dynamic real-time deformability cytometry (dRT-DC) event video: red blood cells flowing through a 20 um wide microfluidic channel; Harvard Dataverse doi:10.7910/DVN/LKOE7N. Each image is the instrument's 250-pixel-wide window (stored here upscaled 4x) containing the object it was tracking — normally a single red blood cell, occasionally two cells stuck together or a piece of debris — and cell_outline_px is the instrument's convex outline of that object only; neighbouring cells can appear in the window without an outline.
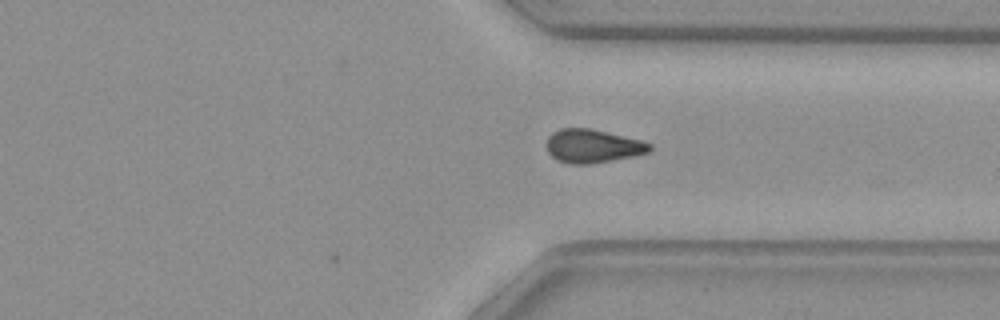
{"species": "common noctule bat (a hibernating species)", "species_latin": "Nyctalus noctula", "temperature_condition": "warm", "stored_images_in_passage": 33, "camera_frame_rate_fps": 3000, "um_per_image_px": 0.085, "animal": {"sex": "female", "body_mass_g": 29.2, "forearm_length_mm": 56.3}, "frame": {"image": 1, "passage_image": 33, "time_ms": 10.667, "image_size_px": [1000, 320], "cell_outline_px": [[652, 152], [636, 156], [592, 164], [568, 164], [556, 160], [548, 152], [548, 136], [552, 132], [560, 128], [588, 128], [640, 140], [652, 144]], "centroid_in_image_um": [50.4, 12.43], "position_along_channel_um": 361.0, "area_um2": 20.23}}